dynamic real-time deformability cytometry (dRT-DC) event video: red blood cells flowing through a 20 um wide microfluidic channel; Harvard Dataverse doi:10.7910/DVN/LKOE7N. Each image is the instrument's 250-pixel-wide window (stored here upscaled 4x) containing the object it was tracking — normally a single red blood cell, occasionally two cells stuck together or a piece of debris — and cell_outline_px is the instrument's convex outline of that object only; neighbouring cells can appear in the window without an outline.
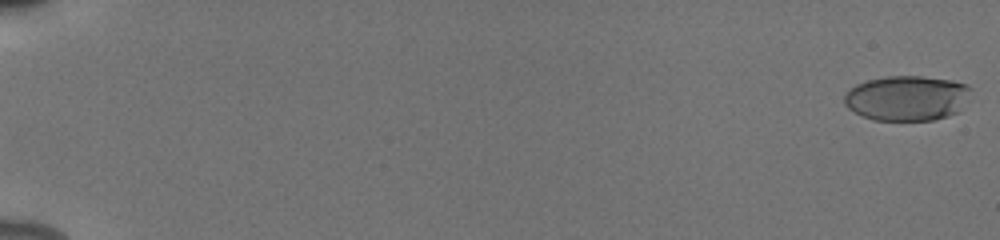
{"species": "human", "species_latin": "Homo sapiens", "temperature_condition": "cold", "stored_images_in_passage": 55, "camera_frame_rate_fps": 3000, "um_per_image_px": 0.085, "donor": {"sex": "male"}, "frame": {"image": 1, "passage_image": 1, "time_ms": 0.0, "image_size_px": [1000, 240], "cell_outline_px": [[972, 88], [956, 112], [948, 116], [932, 120], [872, 120], [848, 108], [844, 104], [844, 96], [848, 88], [856, 84], [868, 80], [888, 76], [920, 76], [952, 80], [968, 84]], "centroid_in_image_um": [77.05, 8.33], "position_along_channel_um": 8.0, "area_um2": 33.06}}
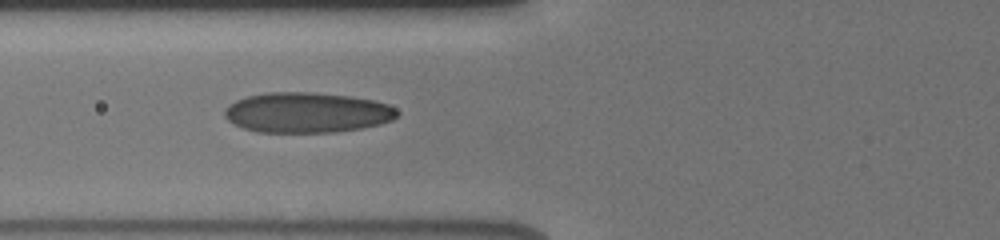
{"frame": {"image": 2, "passage_image": 24, "time_ms": 7.667, "image_size_px": [1000, 240], "cell_outline_px": [[400, 112], [392, 120], [380, 124], [360, 128], [336, 132], [256, 132], [232, 124], [224, 116], [224, 108], [228, 104], [236, 100], [248, 96], [268, 92], [312, 92], [348, 96], [372, 100], [388, 104], [396, 108]], "centroid_in_image_um": [26.07, 9.57], "position_along_channel_um": 99.7, "area_um2": 40.63}}
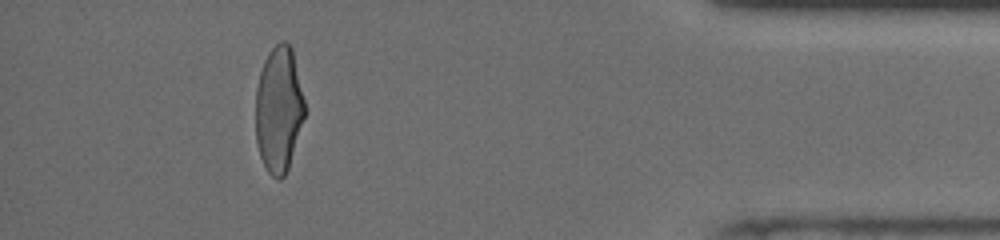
{"frame": {"image": 3, "passage_image": 51, "time_ms": 16.667, "image_size_px": [1000, 240], "cell_outline_px": [[304, 116], [288, 168], [284, 176], [280, 180], [276, 180], [268, 172], [260, 156], [256, 144], [256, 88], [260, 72], [264, 60], [268, 52], [280, 40], [284, 40], [292, 48], [304, 100]], "centroid_in_image_um": [23.67, 9.29], "position_along_channel_um": 411.5, "area_um2": 35.78}, "authors_computed_cell_mechanics": {"area_um2": 37.0498, "velocity_mm_per_s": 3.9126, "shape_relaxation_time_tau1_ms": 4.8021, "shape_relaxation_time_tau2_ms": 0.8648, "deformation_change_tau1": 0.1741, "deformation_change_tau2": 0.0648}}